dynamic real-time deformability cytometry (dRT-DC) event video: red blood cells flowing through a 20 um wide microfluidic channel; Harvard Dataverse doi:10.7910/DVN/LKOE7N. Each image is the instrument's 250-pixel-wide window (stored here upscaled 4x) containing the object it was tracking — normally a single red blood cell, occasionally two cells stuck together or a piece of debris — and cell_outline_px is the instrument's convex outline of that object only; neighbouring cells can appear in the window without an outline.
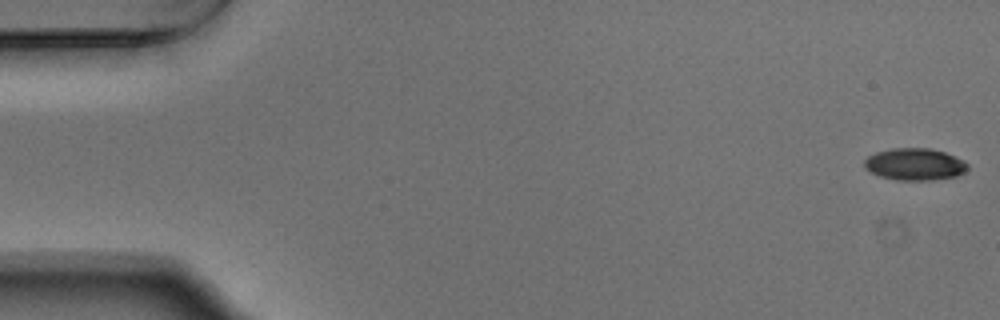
{"species": "Egyptian fruit bat (a non-hibernating species)", "species_latin": "Rousettus aegyptiacus", "temperature_condition": "warm", "stored_images_in_passage": 8, "camera_frame_rate_fps": 3000, "um_per_image_px": 0.085, "animal": {"sex": "male"}, "frame": {"image": 1, "passage_image": 1, "time_ms": 0.0, "image_size_px": [1000, 320], "cell_outline_px": [[968, 168], [964, 172], [956, 176], [932, 180], [896, 180], [880, 176], [868, 172], [864, 168], [864, 160], [868, 156], [876, 152], [892, 148], [928, 148], [944, 152], [964, 160], [968, 164]], "centroid_in_image_um": [77.73, 13.96], "position_along_channel_um": 7.3, "area_um2": 19.36}}